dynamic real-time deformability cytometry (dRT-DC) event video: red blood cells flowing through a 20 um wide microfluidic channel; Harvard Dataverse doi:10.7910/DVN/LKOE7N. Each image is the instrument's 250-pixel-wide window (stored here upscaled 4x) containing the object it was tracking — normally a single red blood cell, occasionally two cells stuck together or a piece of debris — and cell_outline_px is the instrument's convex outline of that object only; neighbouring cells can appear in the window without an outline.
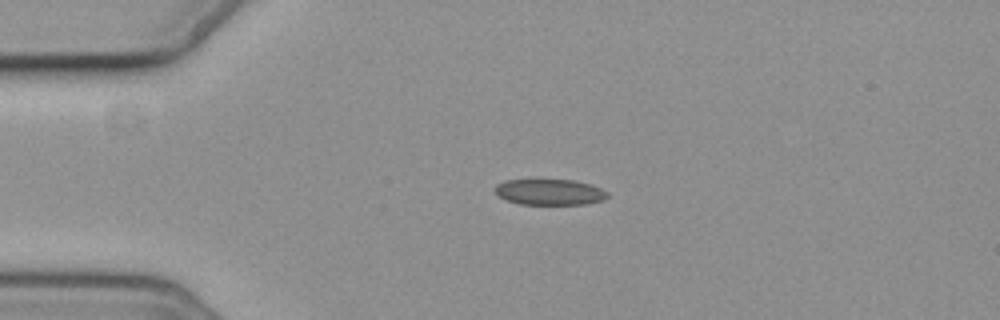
{"species": "common noctule bat (a hibernating species)", "species_latin": "Nyctalus noctula", "temperature_condition": "cold", "stored_images_in_passage": 3, "camera_frame_rate_fps": 3000, "um_per_image_px": 0.085, "animal": {"sex": "female", "body_mass_g": 19.3, "forearm_length_mm": 54.1}, "frame": {"image": 1, "passage_image": 3, "time_ms": 2.667, "image_size_px": [1000, 320], "cell_outline_px": [[608, 196], [604, 200], [584, 204], [520, 204], [508, 200], [500, 196], [492, 188], [496, 184], [504, 180], [536, 176], [572, 180], [588, 184], [600, 188], [608, 192]], "centroid_in_image_um": [46.65, 16.26], "position_along_channel_um": 38.4, "area_um2": 17.8}}